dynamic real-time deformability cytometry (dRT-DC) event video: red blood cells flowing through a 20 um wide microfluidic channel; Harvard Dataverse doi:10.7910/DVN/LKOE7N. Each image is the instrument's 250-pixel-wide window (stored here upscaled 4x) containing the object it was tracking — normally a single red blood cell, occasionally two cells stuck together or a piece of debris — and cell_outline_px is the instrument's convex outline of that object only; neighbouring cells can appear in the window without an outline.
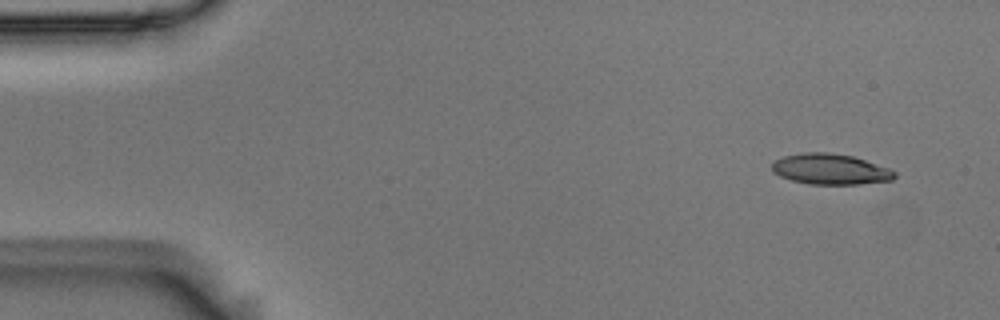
{"species": "Egyptian fruit bat (a non-hibernating species)", "species_latin": "Rousettus aegyptiacus", "temperature_condition": "room temperature", "stored_images_in_passage": 3, "camera_frame_rate_fps": 3000, "um_per_image_px": 0.085, "animal": {"sex": "male"}, "frame": {"image": 1, "passage_image": 1, "time_ms": 0.0, "image_size_px": [1000, 320], "cell_outline_px": [[896, 176], [892, 180], [856, 184], [808, 184], [792, 180], [780, 176], [772, 172], [772, 164], [776, 160], [784, 156], [800, 152], [828, 152], [852, 156], [888, 168], [896, 172]], "centroid_in_image_um": [70.55, 14.37], "position_along_channel_um": 14.5, "area_um2": 21.79}}